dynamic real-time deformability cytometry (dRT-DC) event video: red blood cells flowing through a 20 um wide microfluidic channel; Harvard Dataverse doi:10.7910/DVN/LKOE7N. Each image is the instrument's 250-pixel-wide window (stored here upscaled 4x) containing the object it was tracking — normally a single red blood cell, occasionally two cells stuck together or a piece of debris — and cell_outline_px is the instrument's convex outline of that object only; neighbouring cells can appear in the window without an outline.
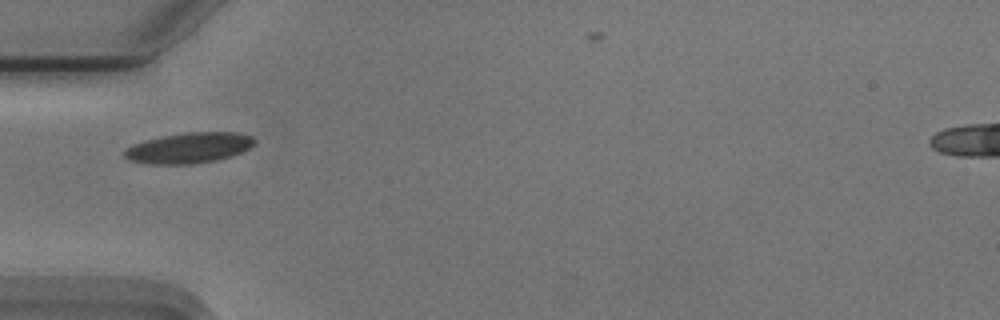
{"species": "Egyptian fruit bat (a non-hibernating species)", "species_latin": "Rousettus aegyptiacus", "temperature_condition": "cold", "stored_images_in_passage": 32, "camera_frame_rate_fps": 3000, "um_per_image_px": 0.085, "animal": {"sex": "male"}, "frame": {"image": 1, "passage_image": 1, "time_ms": 0.0, "image_size_px": [1000, 320], "cell_outline_px": [[256, 144], [232, 156], [216, 160], [192, 164], [148, 164], [128, 160], [124, 156], [124, 148], [132, 144], [164, 136], [184, 132], [240, 132], [252, 136], [256, 140]], "centroid_in_image_um": [16.07, 12.57], "position_along_channel_um": 68.9, "area_um2": 23.29}}
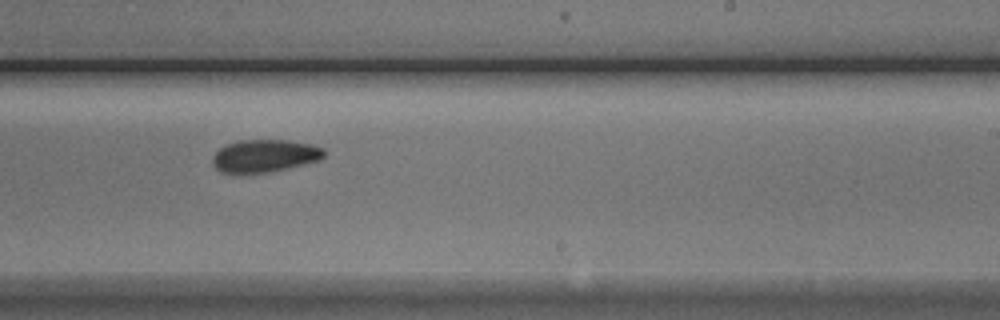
{"frame": {"image": 2, "passage_image": 17, "time_ms": 5.333, "image_size_px": [1000, 320], "cell_outline_px": [[324, 156], [320, 160], [272, 172], [220, 172], [212, 164], [212, 156], [224, 144], [236, 140], [288, 140], [312, 144], [324, 148]], "centroid_in_image_um": [22.49, 13.23], "position_along_channel_um": 266.5, "area_um2": 21.27}}
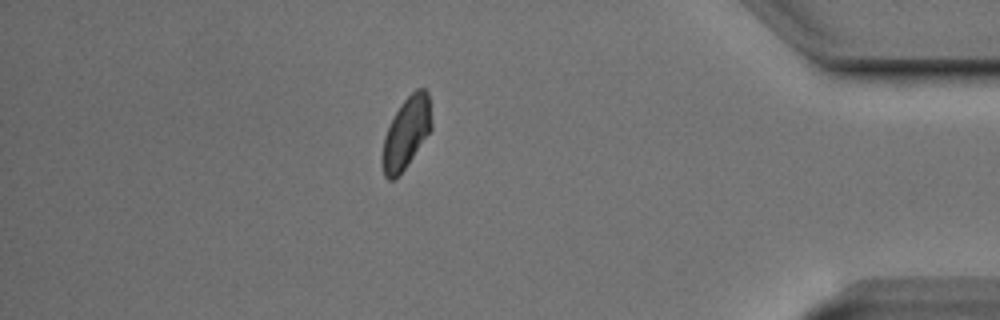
{"frame": {"image": 3, "passage_image": 31, "time_ms": 10.0, "image_size_px": [1000, 320], "cell_outline_px": [[432, 128], [404, 168], [392, 180], [388, 180], [384, 176], [380, 160], [384, 136], [400, 104], [416, 88], [424, 88], [428, 92], [432, 120]], "centroid_in_image_um": [34.52, 11.28], "position_along_channel_um": 400.7, "area_um2": 20.23}}